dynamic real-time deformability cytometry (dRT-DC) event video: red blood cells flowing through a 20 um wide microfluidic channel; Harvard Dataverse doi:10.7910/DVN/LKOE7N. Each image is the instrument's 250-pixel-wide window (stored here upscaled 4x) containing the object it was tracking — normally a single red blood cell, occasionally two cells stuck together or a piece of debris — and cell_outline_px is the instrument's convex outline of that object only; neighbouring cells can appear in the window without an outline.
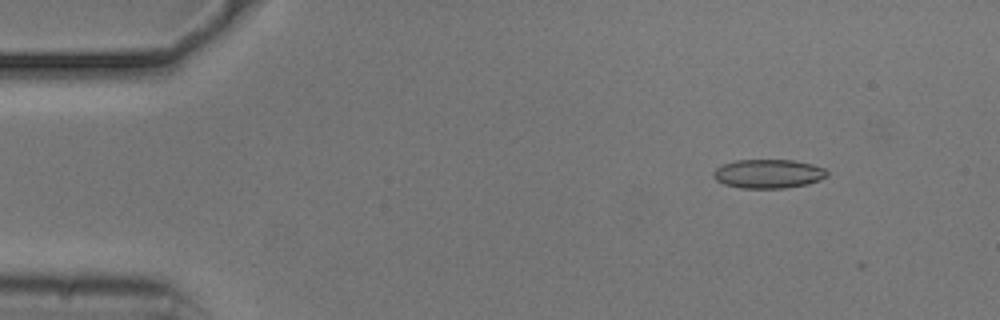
{"species": "common noctule bat (a hibernating species)", "species_latin": "Nyctalus noctula", "temperature_condition": "cold", "stored_images_in_passage": 6, "camera_frame_rate_fps": 3000, "um_per_image_px": 0.085, "animal": {"sex": "male", "body_mass_g": 20.5, "forearm_length_mm": 52.5}, "frame": {"image": 1, "passage_image": 1, "time_ms": 0.0, "image_size_px": [1000, 320], "cell_outline_px": [[828, 176], [820, 180], [808, 184], [784, 188], [740, 188], [724, 184], [716, 180], [712, 176], [712, 172], [720, 164], [736, 160], [792, 160], [812, 164], [824, 168], [828, 172]], "centroid_in_image_um": [65.28, 14.77], "position_along_channel_um": 19.7, "area_um2": 19.36}}